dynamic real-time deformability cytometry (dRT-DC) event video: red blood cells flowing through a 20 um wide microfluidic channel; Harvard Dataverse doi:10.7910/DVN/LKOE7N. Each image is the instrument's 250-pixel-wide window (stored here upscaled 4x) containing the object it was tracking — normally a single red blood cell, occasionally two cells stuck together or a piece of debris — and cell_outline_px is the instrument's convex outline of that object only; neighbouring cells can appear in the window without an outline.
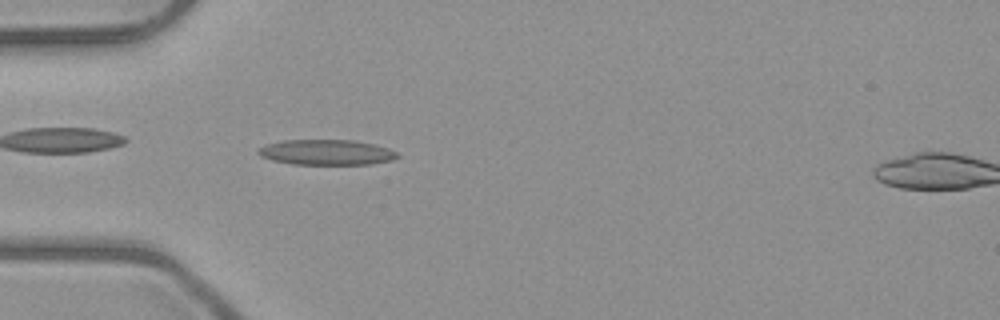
{"species": "common noctule bat (a hibernating species)", "species_latin": "Nyctalus noctula", "temperature_condition": "room temperature", "stored_images_in_passage": 4, "camera_frame_rate_fps": 3000, "um_per_image_px": 0.085, "animal": {"sex": "male", "body_mass_g": 23.1, "forearm_length_mm": 52.7}, "frame": {"image": 1, "passage_image": 3, "time_ms": 2.333, "image_size_px": [1000, 320], "cell_outline_px": [[400, 156], [392, 160], [372, 164], [292, 164], [272, 160], [260, 156], [256, 152], [260, 148], [268, 144], [284, 140], [356, 140], [388, 148], [396, 152]], "centroid_in_image_um": [27.76, 12.95], "position_along_channel_um": 57.2, "area_um2": 20.46}}